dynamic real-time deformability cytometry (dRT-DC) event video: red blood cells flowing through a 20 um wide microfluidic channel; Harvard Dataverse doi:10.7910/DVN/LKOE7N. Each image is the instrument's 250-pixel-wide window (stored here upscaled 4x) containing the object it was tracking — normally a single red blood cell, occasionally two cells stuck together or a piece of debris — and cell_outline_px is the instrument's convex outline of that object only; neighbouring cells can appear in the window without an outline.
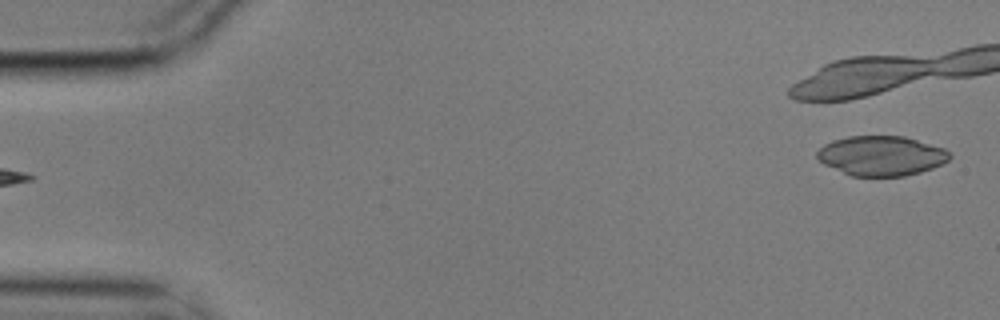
{"species": "common noctule bat (a hibernating species)", "species_latin": "Nyctalus noctula", "temperature_condition": "cold", "stored_images_in_passage": 6, "segment_of_instrument_passage": [2, 2], "camera_frame_rate_fps": 3000, "um_per_image_px": 0.085, "animal": {"sex": "male", "body_mass_g": 17.9}, "frame": {"image": 1, "passage_image": 6, "time_ms": 1.667, "image_size_px": [1000, 320], "cell_outline_px": [[952, 156], [948, 160], [932, 168], [920, 172], [904, 176], [852, 176], [824, 164], [816, 156], [816, 152], [824, 144], [832, 140], [848, 136], [904, 136], [944, 148]], "centroid_in_image_um": [74.9, 13.23], "position_along_channel_um": 10.1, "area_um2": 30.58}}